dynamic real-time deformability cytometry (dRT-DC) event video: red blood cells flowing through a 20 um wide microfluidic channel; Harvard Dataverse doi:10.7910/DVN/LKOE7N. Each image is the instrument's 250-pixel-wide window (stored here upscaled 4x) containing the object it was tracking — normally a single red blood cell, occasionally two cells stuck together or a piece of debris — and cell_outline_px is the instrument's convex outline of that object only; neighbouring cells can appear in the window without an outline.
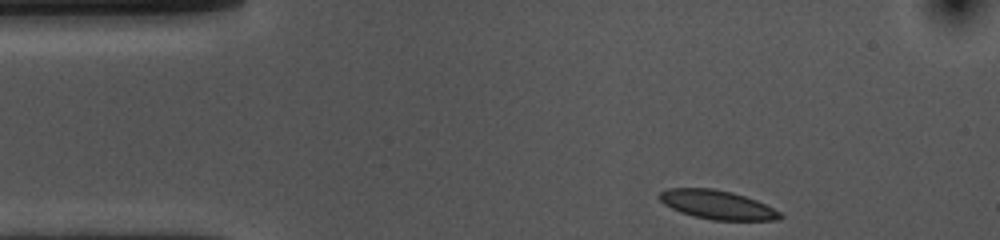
{"species": "common noctule bat (a hibernating species)", "species_latin": "Nyctalus noctula", "temperature_condition": "cold", "stored_images_in_passage": 37, "camera_frame_rate_fps": 3000, "um_per_image_px": 0.085, "animal": {"sex": "female", "body_mass_g": 10.0, "forearm_length_mm": 53.1}, "frame": {"image": 1, "passage_image": 1, "time_ms": 0.0, "image_size_px": [1000, 240], "cell_outline_px": [[784, 216], [776, 220], [712, 220], [692, 216], [680, 212], [664, 204], [656, 196], [660, 192], [668, 188], [712, 188], [732, 192], [756, 200], [780, 212]], "centroid_in_image_um": [60.92, 17.4], "position_along_channel_um": 24.1, "area_um2": 20.29}}
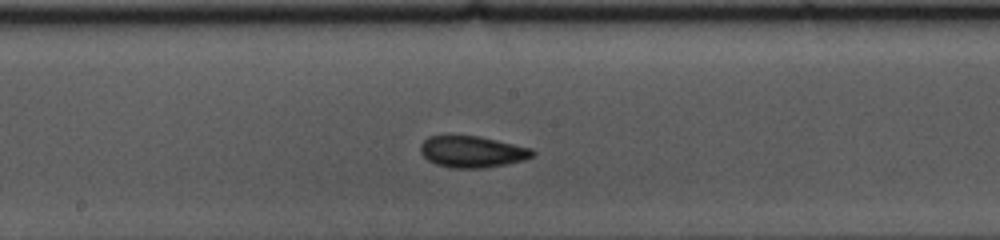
{"frame": {"image": 2, "passage_image": 21, "time_ms": 6.667, "image_size_px": [1000, 240], "cell_outline_px": [[536, 152], [532, 156], [524, 160], [484, 168], [448, 168], [436, 164], [428, 160], [420, 152], [420, 144], [428, 136], [476, 136], [496, 140], [532, 148]], "centroid_in_image_um": [40.12, 12.9], "position_along_channel_um": 208.1, "area_um2": 20.46}}
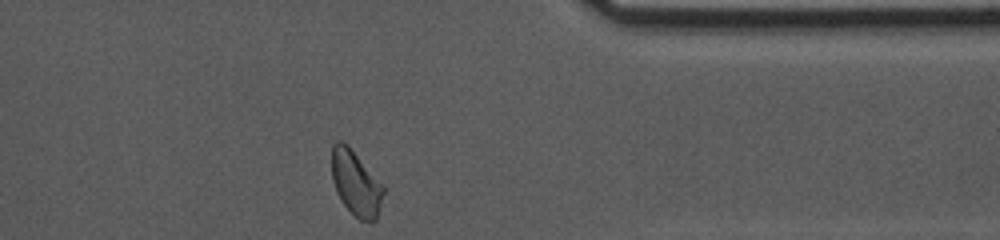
{"frame": {"image": 3, "passage_image": 37, "time_ms": 12.0, "image_size_px": [1000, 240], "cell_outline_px": [[384, 192], [376, 220], [372, 224], [360, 220], [344, 204], [336, 192], [332, 180], [332, 144], [336, 140], [340, 140], [348, 144], [384, 184]], "centroid_in_image_um": [30.26, 15.55], "position_along_channel_um": 381.1, "area_um2": 19.88}, "authors_computed_cell_mechanics": {"area_um2": 20.23, "velocity_mm_per_s": 3.5434, "shape_relaxation_time_tau1_ms": null, "shape_relaxation_time_tau2_ms": 2.7333, "deformation_change_tau1": null, "deformation_change_tau2": 0.0491}}